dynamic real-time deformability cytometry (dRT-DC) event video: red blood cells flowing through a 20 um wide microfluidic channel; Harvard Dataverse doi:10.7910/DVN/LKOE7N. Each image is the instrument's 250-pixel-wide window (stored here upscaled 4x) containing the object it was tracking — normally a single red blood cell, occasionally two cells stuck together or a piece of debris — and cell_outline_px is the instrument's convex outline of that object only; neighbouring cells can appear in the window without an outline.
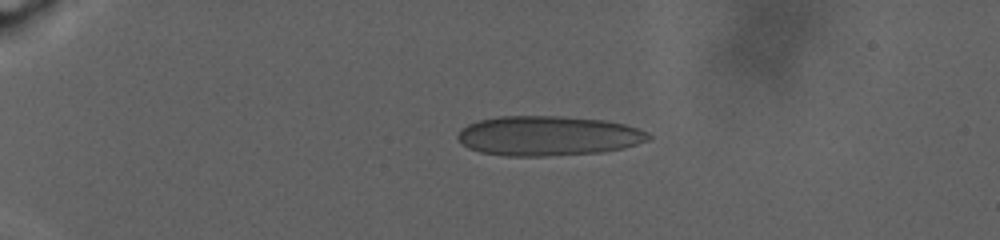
{"species": "human", "species_latin": "Homo sapiens", "temperature_condition": "warm", "stored_images_in_passage": 10, "camera_frame_rate_fps": 3000, "um_per_image_px": 0.085, "donor": {"sex": "male"}, "frame": {"image": 1, "passage_image": 1, "time_ms": 0.0, "image_size_px": [1000, 240], "cell_outline_px": [[652, 136], [648, 140], [624, 148], [600, 152], [544, 156], [504, 156], [480, 152], [468, 148], [460, 144], [456, 136], [460, 128], [476, 120], [496, 116], [560, 116], [604, 120], [624, 124], [648, 132]], "centroid_in_image_um": [46.52, 11.54], "position_along_channel_um": 38.5, "area_um2": 44.51}}
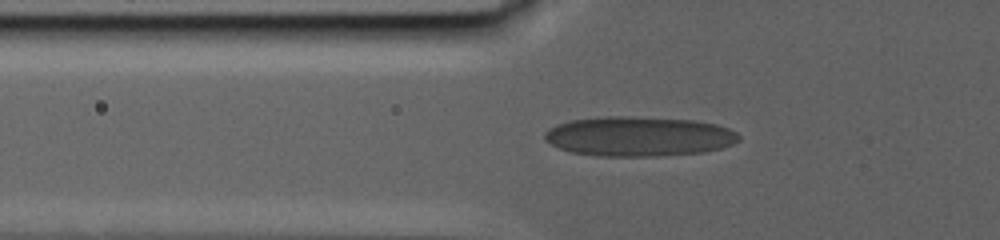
{"frame": {"image": 2, "passage_image": 6, "time_ms": 4.333, "image_size_px": [1000, 240], "cell_outline_px": [[740, 140], [732, 144], [720, 148], [704, 152], [656, 156], [596, 156], [568, 152], [544, 140], [544, 132], [548, 128], [556, 124], [572, 120], [608, 116], [632, 116], [692, 120], [716, 124], [728, 128], [736, 132], [740, 136]], "centroid_in_image_um": [54.27, 11.59], "position_along_channel_um": 71.5, "area_um2": 45.14}}
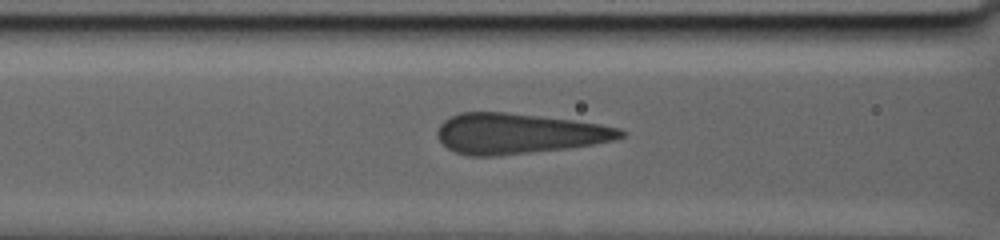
{"frame": {"image": 3, "passage_image": 9, "time_ms": 6.667, "image_size_px": [1000, 240], "cell_outline_px": [[628, 132], [624, 136], [612, 140], [592, 144], [568, 148], [496, 156], [468, 156], [456, 152], [448, 148], [436, 136], [436, 132], [440, 124], [444, 120], [460, 112], [504, 112], [540, 116], [572, 120], [600, 124], [620, 128]], "centroid_in_image_um": [44.06, 11.35], "position_along_channel_um": 122.5, "area_um2": 43.06}}